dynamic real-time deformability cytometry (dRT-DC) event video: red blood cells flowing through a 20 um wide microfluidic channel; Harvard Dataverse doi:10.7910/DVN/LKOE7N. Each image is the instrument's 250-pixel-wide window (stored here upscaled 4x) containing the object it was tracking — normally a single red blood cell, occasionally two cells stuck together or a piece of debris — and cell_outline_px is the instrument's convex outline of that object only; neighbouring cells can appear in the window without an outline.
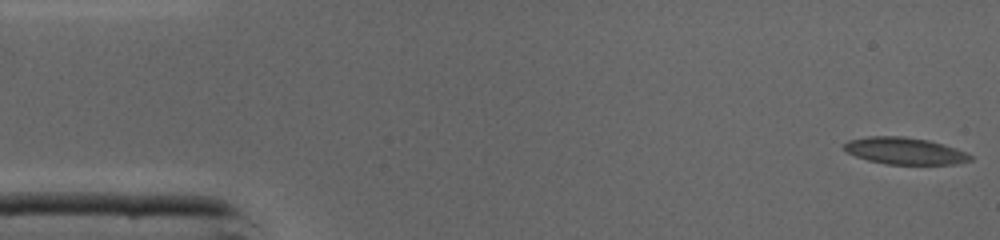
{"species": "common noctule bat (a hibernating species)", "species_latin": "Nyctalus noctula", "temperature_condition": "cold", "stored_images_in_passage": 47, "camera_frame_rate_fps": 3000, "um_per_image_px": 0.085, "animal": {"sex": "male", "body_mass_g": 19.0, "forearm_length_mm": 50.8}, "frame": {"image": 1, "passage_image": 1, "time_ms": 0.0, "image_size_px": [1000, 240], "cell_outline_px": [[972, 160], [956, 164], [884, 164], [868, 160], [856, 156], [848, 152], [844, 148], [844, 144], [848, 140], [868, 136], [904, 136], [928, 140], [956, 148], [972, 156]], "centroid_in_image_um": [76.9, 12.82], "position_along_channel_um": 8.1, "area_um2": 19.65}}
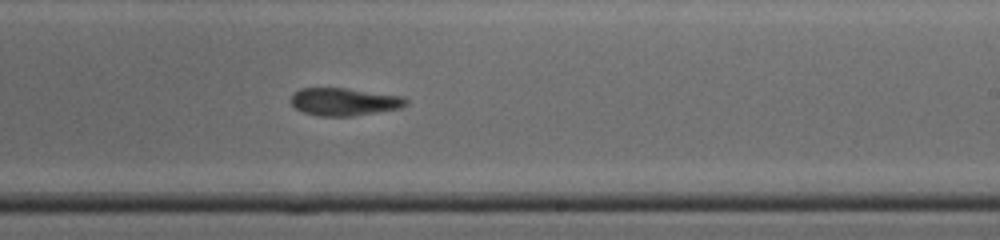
{"frame": {"image": 2, "passage_image": 27, "time_ms": 8.667, "image_size_px": [1000, 240], "cell_outline_px": [[408, 104], [404, 108], [352, 116], [320, 116], [304, 112], [296, 108], [292, 104], [292, 96], [300, 88], [348, 88], [404, 96], [408, 100]], "centroid_in_image_um": [29.35, 8.65], "position_along_channel_um": 259.7, "area_um2": 18.67}}
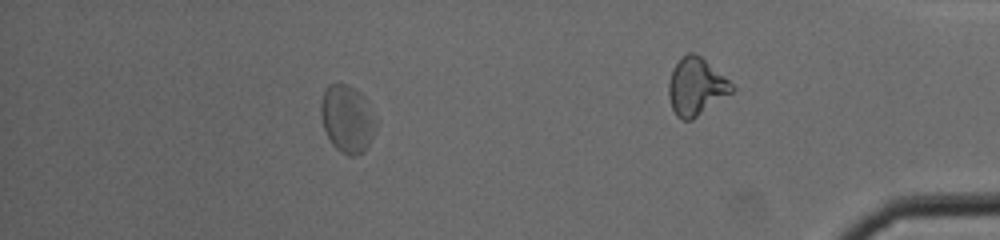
{"frame": {"image": 3, "passage_image": 41, "time_ms": 13.333, "image_size_px": [1000, 240], "cell_outline_px": [[376, 128], [364, 152], [356, 156], [348, 156], [340, 152], [332, 144], [324, 128], [320, 116], [320, 104], [324, 92], [328, 84], [348, 84], [356, 88], [364, 96], [376, 120]], "centroid_in_image_um": [29.5, 10.1], "position_along_channel_um": 405.7, "area_um2": 21.73}, "authors_computed_cell_mechanics": {"area_um2": 19.4208, "velocity_mm_per_s": 4.3043, "shape_relaxation_time_tau1_ms": 5.7966, "shape_relaxation_time_tau2_ms": 0.9232, "deformation_change_tau1": 0.1343, "deformation_change_tau2": 0.0672}}